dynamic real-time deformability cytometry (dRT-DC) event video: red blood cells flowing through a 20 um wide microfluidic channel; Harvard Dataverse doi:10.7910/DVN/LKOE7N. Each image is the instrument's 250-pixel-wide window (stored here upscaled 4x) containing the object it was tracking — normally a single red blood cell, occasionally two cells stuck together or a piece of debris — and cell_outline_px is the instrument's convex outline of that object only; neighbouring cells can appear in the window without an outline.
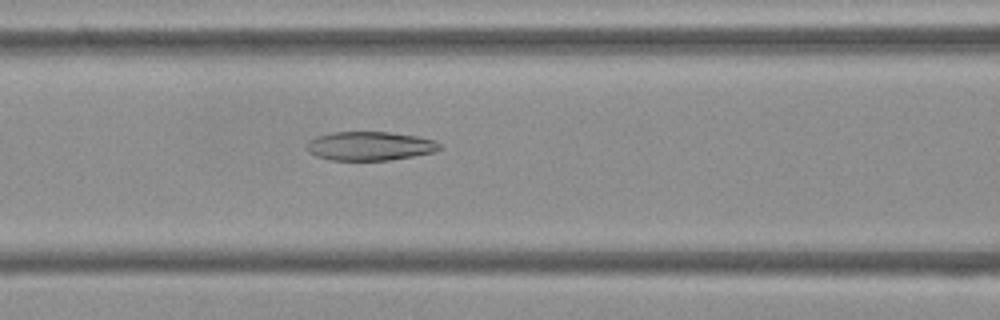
{"species": "Egyptian fruit bat (a non-hibernating species)", "species_latin": "Rousettus aegyptiacus", "temperature_condition": "cold", "stored_images_in_passage": 53, "camera_frame_rate_fps": 3000, "um_per_image_px": 0.085, "frame": {"image": 1, "passage_image": 22, "time_ms": 7.0, "image_size_px": [1000, 320], "cell_outline_px": [[444, 148], [432, 152], [412, 156], [388, 160], [328, 160], [316, 156], [308, 152], [308, 144], [316, 136], [332, 132], [388, 132], [420, 136], [436, 140]], "centroid_in_image_um": [31.48, 12.4], "position_along_channel_um": 135.1, "area_um2": 22.37}}
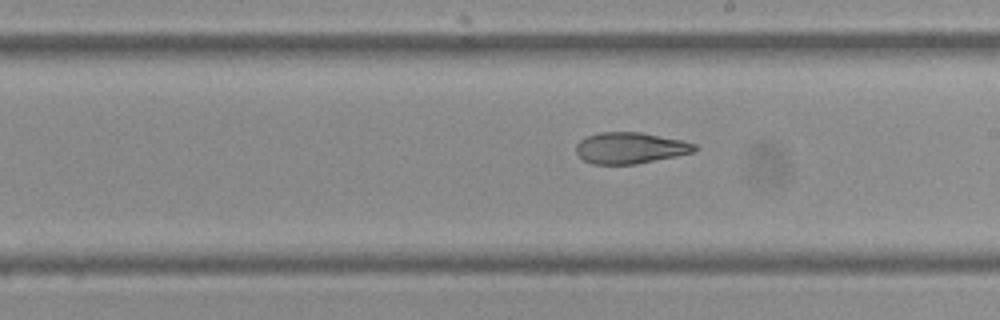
{"frame": {"image": 2, "passage_image": 30, "time_ms": 9.667, "image_size_px": [1000, 320], "cell_outline_px": [[700, 148], [696, 152], [636, 164], [592, 164], [584, 160], [576, 152], [576, 144], [580, 140], [588, 136], [600, 132], [640, 132], [684, 140], [696, 144]], "centroid_in_image_um": [53.62, 12.57], "position_along_channel_um": 235.4, "area_um2": 21.73}}
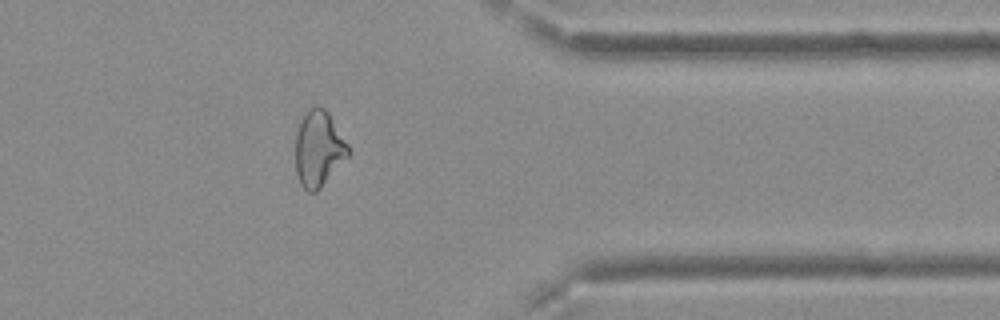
{"frame": {"image": 3, "passage_image": 43, "time_ms": 14.0, "image_size_px": [1000, 320], "cell_outline_px": [[352, 152], [320, 188], [316, 192], [308, 192], [300, 184], [296, 172], [296, 136], [300, 120], [308, 108], [316, 104], [324, 108], [328, 112], [348, 144]], "centroid_in_image_um": [27.09, 12.62], "position_along_channel_um": 384.3, "area_um2": 23.41}, "authors_computed_cell_mechanics": {"area_um2": 24.7384, "velocity_mm_per_s": 3.7591, "shape_relaxation_time_tau1_ms": null, "shape_relaxation_time_tau2_ms": 2.3098, "deformation_change_tau1": null, "deformation_change_tau2": 0.0957}}